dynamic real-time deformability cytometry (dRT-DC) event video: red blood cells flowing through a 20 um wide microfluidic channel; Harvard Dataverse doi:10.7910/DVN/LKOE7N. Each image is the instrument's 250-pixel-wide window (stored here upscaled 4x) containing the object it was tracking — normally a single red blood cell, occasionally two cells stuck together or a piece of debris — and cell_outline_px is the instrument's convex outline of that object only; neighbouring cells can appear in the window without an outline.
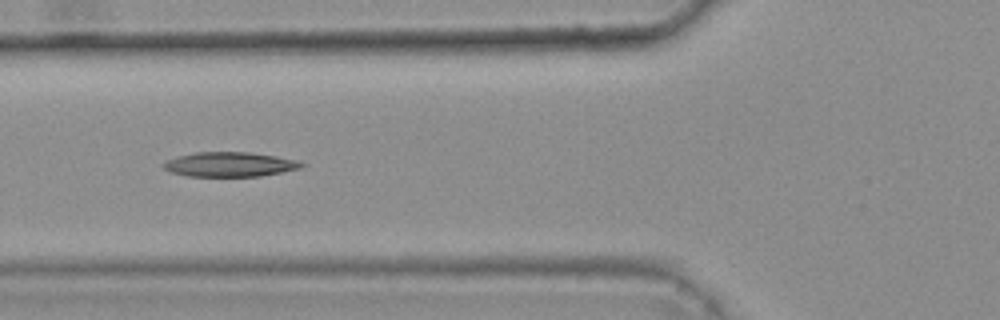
{"species": "common noctule bat (a hibernating species)", "species_latin": "Nyctalus noctula", "temperature_condition": "warm", "stored_images_in_passage": 44, "camera_frame_rate_fps": 3000, "um_per_image_px": 0.085, "animal": {"sex": "female", "body_mass_g": 25.1}, "frame": {"image": 1, "passage_image": 19, "time_ms": 6.0, "image_size_px": [1000, 320], "cell_outline_px": [[304, 164], [300, 168], [260, 176], [188, 176], [172, 172], [164, 168], [160, 164], [176, 156], [196, 152], [248, 152], [272, 156], [292, 160]], "centroid_in_image_um": [19.43, 13.97], "position_along_channel_um": 106.4, "area_um2": 19.36}, "authors_computed_cell_mechanics": {"area_um2": 19.7676, "velocity_mm_per_s": 3.7195, "shape_relaxation_time_tau1_ms": 8.6044, "shape_relaxation_time_tau2_ms": null, "deformation_change_tau1": 0.1888, "deformation_change_tau2": null}}